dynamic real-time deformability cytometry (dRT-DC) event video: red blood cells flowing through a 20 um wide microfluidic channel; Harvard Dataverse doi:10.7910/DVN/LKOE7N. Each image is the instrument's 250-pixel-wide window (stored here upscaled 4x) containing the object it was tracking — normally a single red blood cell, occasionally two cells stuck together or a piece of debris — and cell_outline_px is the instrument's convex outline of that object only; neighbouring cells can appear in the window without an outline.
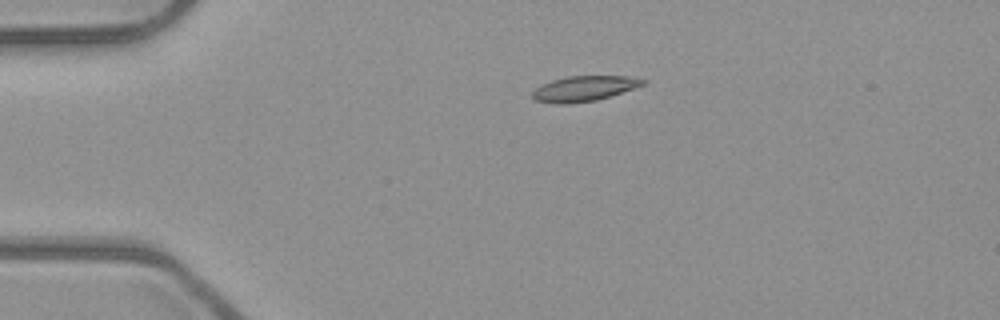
{"species": "common noctule bat (a hibernating species)", "species_latin": "Nyctalus noctula", "temperature_condition": "room temperature", "stored_images_in_passage": 2, "camera_frame_rate_fps": 3000, "um_per_image_px": 0.085, "animal": {"sex": "male", "body_mass_g": 23.1, "forearm_length_mm": 52.7}, "frame": {"image": 1, "passage_image": 1, "time_ms": 0.0, "image_size_px": [1000, 320], "cell_outline_px": [[644, 84], [596, 100], [568, 104], [556, 104], [536, 100], [532, 96], [532, 92], [540, 84], [552, 80], [568, 76], [628, 76], [644, 80]], "centroid_in_image_um": [49.56, 7.53], "position_along_channel_um": 35.4, "area_um2": 15.95}}